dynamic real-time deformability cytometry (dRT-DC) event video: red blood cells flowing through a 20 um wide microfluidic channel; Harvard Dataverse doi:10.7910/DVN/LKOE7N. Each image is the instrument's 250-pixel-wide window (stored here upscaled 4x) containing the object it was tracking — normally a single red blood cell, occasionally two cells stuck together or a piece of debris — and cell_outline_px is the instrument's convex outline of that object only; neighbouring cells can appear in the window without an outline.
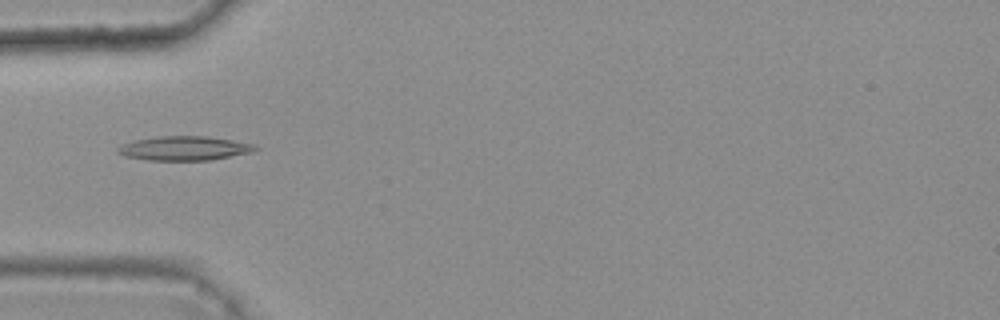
{"species": "common noctule bat (a hibernating species)", "species_latin": "Nyctalus noctula", "temperature_condition": "warm", "stored_images_in_passage": 7, "camera_frame_rate_fps": 3000, "um_per_image_px": 0.085, "animal": {"sex": "female", "body_mass_g": 25.1}, "frame": {"image": 1, "passage_image": 4, "time_ms": 1.0, "image_size_px": [1000, 320], "cell_outline_px": [[260, 148], [252, 152], [208, 160], [148, 160], [124, 156], [116, 152], [116, 148], [124, 144], [136, 140], [160, 136], [204, 136], [232, 140], [252, 144]], "centroid_in_image_um": [15.65, 12.61], "position_along_channel_um": 69.4, "area_um2": 19.13}}
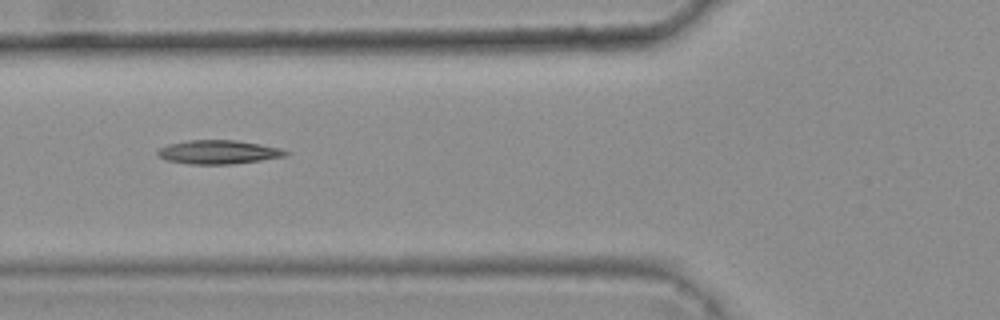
{"frame": {"image": 2, "passage_image": 5, "time_ms": 1.333, "image_size_px": [1000, 320], "cell_outline_px": [[292, 152], [284, 156], [260, 160], [232, 164], [188, 164], [164, 160], [156, 152], [160, 148], [168, 144], [188, 140], [236, 140], [260, 144], [280, 148]], "centroid_in_image_um": [18.55, 12.92], "position_along_channel_um": 107.2, "area_um2": 17.74}}
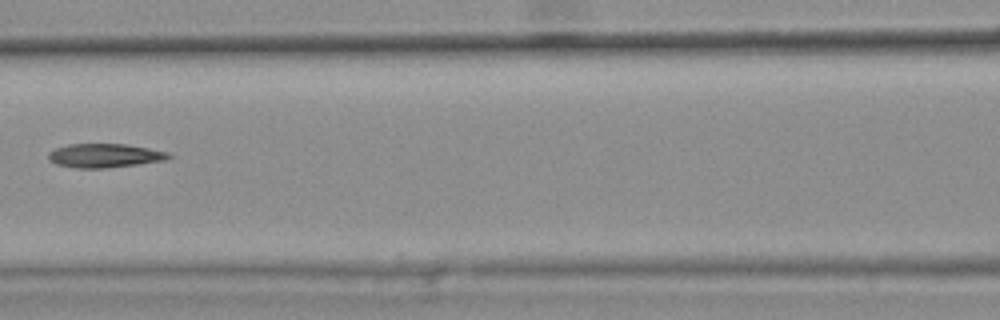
{"frame": {"image": 3, "passage_image": 6, "time_ms": 1.667, "image_size_px": [1000, 320], "cell_outline_px": [[172, 156], [164, 160], [136, 164], [104, 168], [76, 168], [56, 164], [48, 160], [48, 152], [56, 148], [68, 144], [128, 144], [168, 152]], "centroid_in_image_um": [8.85, 13.22], "position_along_channel_um": 157.7, "area_um2": 16.65}}